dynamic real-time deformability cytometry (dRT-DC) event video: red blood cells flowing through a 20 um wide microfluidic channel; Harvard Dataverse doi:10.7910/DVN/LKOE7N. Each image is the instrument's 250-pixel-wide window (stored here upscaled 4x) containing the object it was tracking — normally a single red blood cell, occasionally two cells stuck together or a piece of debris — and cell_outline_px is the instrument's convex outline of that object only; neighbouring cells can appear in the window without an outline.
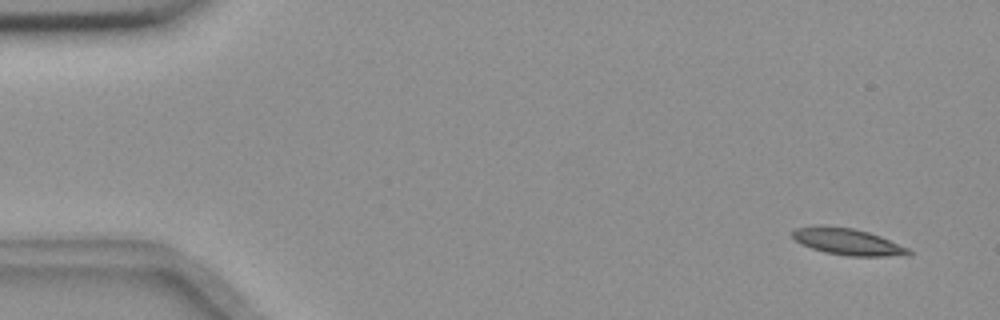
{"species": "common noctule bat (a hibernating species)", "species_latin": "Nyctalus noctula", "temperature_condition": "room temperature", "stored_images_in_passage": 57, "camera_frame_rate_fps": 3000, "um_per_image_px": 0.085, "animal": {"sex": "female", "body_mass_g": 18.4}, "frame": {"image": 1, "passage_image": 4, "time_ms": 1.0, "image_size_px": [1000, 320], "cell_outline_px": [[912, 252], [908, 256], [848, 256], [824, 252], [800, 244], [792, 236], [792, 232], [796, 228], [852, 228], [868, 232], [880, 236], [908, 248]], "centroid_in_image_um": [72.13, 20.6], "position_along_channel_um": 12.9, "area_um2": 17.28}}
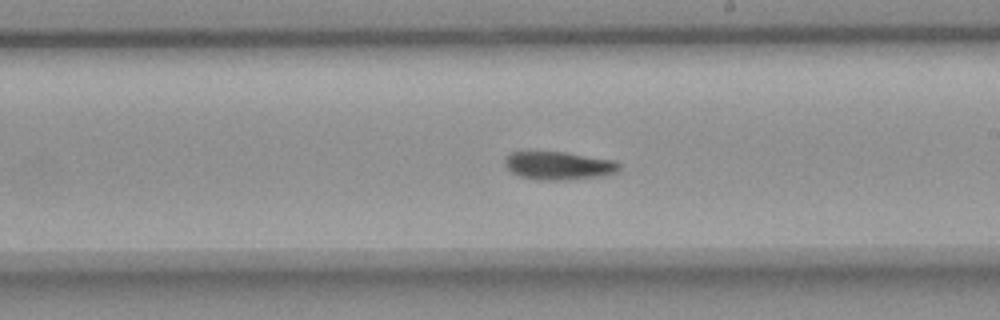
{"frame": {"image": 2, "passage_image": 33, "time_ms": 10.667, "image_size_px": [1000, 320], "cell_outline_px": [[620, 172], [604, 176], [568, 180], [536, 180], [520, 176], [512, 172], [504, 164], [504, 156], [512, 152], [564, 152], [616, 160], [620, 164]], "centroid_in_image_um": [47.53, 14.09], "position_along_channel_um": 241.5, "area_um2": 19.07}}
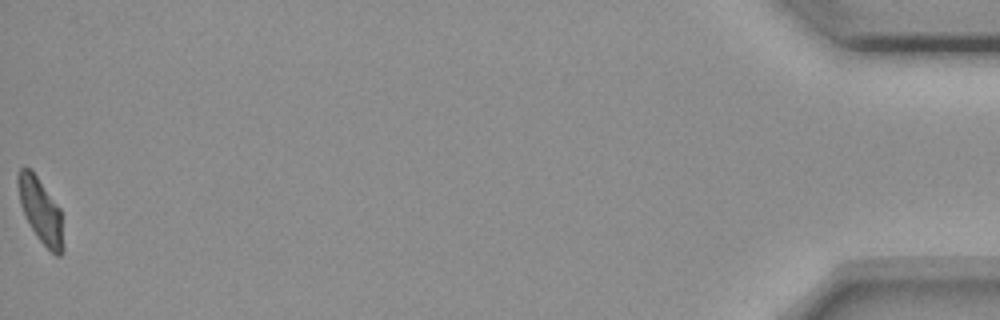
{"frame": {"image": 3, "passage_image": 57, "time_ms": 18.667, "image_size_px": [1000, 320], "cell_outline_px": [[64, 252], [60, 256], [56, 256], [36, 236], [20, 204], [16, 184], [16, 176], [20, 168], [28, 168], [36, 176], [60, 208], [64, 248]], "centroid_in_image_um": [3.45, 17.92], "position_along_channel_um": 431.7, "area_um2": 16.82}, "authors_computed_cell_mechanics": {"area_um2": 18.3226, "velocity_mm_per_s": 3.6138, "shape_relaxation_time_tau1_ms": null, "shape_relaxation_time_tau2_ms": 6.6538, "deformation_change_tau1": null, "deformation_change_tau2": 0.1237}}